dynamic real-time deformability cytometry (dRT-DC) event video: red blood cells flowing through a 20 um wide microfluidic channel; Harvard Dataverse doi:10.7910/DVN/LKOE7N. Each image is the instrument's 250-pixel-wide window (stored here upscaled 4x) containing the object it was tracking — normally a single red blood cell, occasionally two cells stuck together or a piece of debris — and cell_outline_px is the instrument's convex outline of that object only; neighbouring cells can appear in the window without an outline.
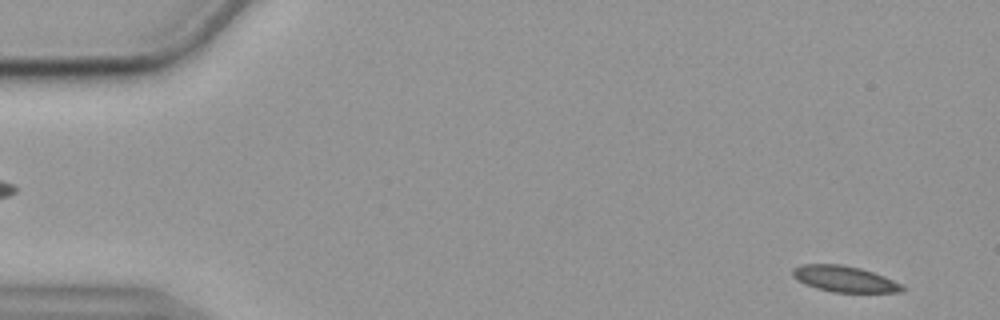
{"species": "common noctule bat (a hibernating species)", "species_latin": "Nyctalus noctula", "temperature_condition": "cold", "stored_images_in_passage": 57, "camera_frame_rate_fps": 3000, "um_per_image_px": 0.085, "animal": {"sex": "female", "body_mass_g": 19.9}, "frame": {"image": 1, "passage_image": 3, "time_ms": 0.667, "image_size_px": [1000, 320], "cell_outline_px": [[908, 288], [904, 292], [832, 292], [816, 288], [804, 284], [796, 280], [792, 276], [792, 268], [800, 264], [840, 264], [860, 268], [884, 276]], "centroid_in_image_um": [71.75, 23.71], "position_along_channel_um": 13.3, "area_um2": 16.76}}
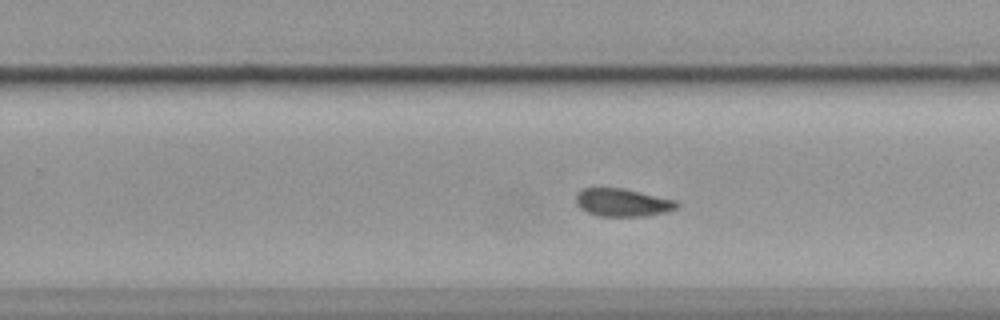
{"frame": {"image": 2, "passage_image": 35, "time_ms": 11.333, "image_size_px": [1000, 320], "cell_outline_px": [[680, 204], [676, 208], [664, 212], [644, 216], [600, 216], [588, 212], [580, 208], [576, 200], [576, 192], [584, 188], [624, 188], [676, 200]], "centroid_in_image_um": [52.91, 17.2], "position_along_channel_um": 276.9, "area_um2": 16.3}}
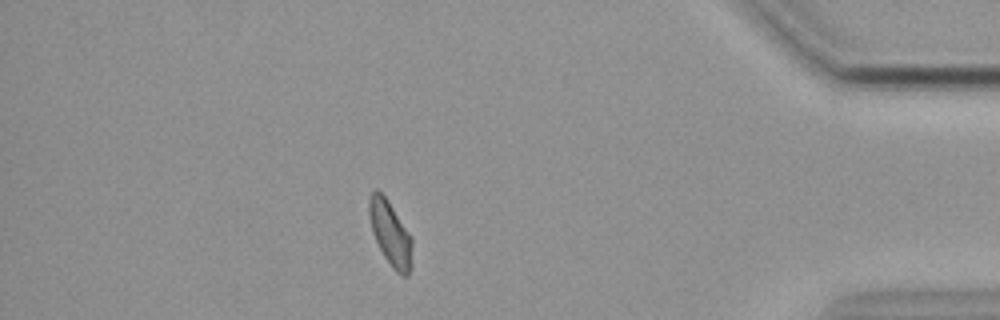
{"frame": {"image": 3, "passage_image": 49, "time_ms": 16.0, "image_size_px": [1000, 320], "cell_outline_px": [[412, 268], [408, 276], [400, 276], [392, 268], [384, 256], [372, 232], [368, 212], [368, 200], [372, 192], [376, 188], [388, 200], [412, 236]], "centroid_in_image_um": [33.2, 19.87], "position_along_channel_um": 402.0, "area_um2": 16.47}, "authors_computed_cell_mechanics": {"area_um2": 16.5886, "velocity_mm_per_s": 3.558, "shape_relaxation_time_tau1_ms": null, "shape_relaxation_time_tau2_ms": 3.9085, "deformation_change_tau1": null, "deformation_change_tau2": 0.0808}}